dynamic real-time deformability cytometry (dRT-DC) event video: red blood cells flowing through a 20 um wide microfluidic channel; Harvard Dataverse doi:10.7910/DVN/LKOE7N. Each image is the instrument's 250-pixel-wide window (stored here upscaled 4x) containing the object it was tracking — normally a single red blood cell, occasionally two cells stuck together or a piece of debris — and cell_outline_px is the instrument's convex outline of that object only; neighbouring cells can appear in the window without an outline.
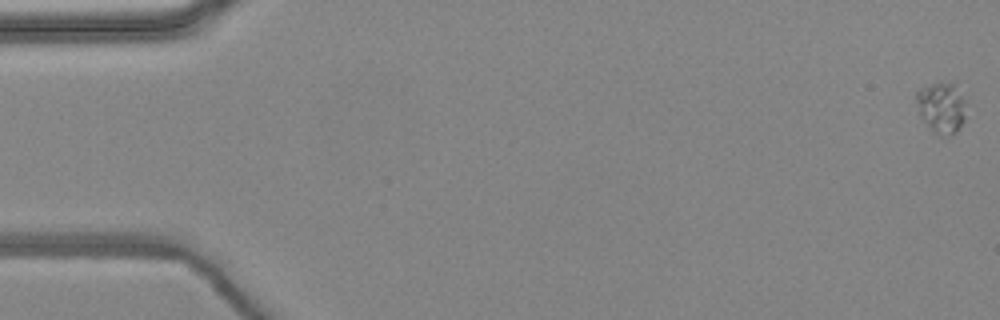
{"species": "common noctule bat (a hibernating species)", "species_latin": "Nyctalus noctula", "temperature_condition": "warm", "stored_images_in_passage": 4, "camera_frame_rate_fps": 3000, "um_per_image_px": 0.085, "animal": {"sex": "female", "body_mass_g": 24.6, "forearm_length_mm": 56.2}, "frame": {"image": 1, "passage_image": 1, "time_ms": 0.0, "image_size_px": [1000, 320], "cell_outline_px": [[964, 120], [956, 132], [948, 136], [936, 132], [928, 128], [920, 116], [916, 100], [916, 92], [920, 88], [932, 84], [952, 84], [964, 96]], "centroid_in_image_um": [80.0, 9.16], "position_along_channel_um": 5.0, "area_um2": 14.33}}